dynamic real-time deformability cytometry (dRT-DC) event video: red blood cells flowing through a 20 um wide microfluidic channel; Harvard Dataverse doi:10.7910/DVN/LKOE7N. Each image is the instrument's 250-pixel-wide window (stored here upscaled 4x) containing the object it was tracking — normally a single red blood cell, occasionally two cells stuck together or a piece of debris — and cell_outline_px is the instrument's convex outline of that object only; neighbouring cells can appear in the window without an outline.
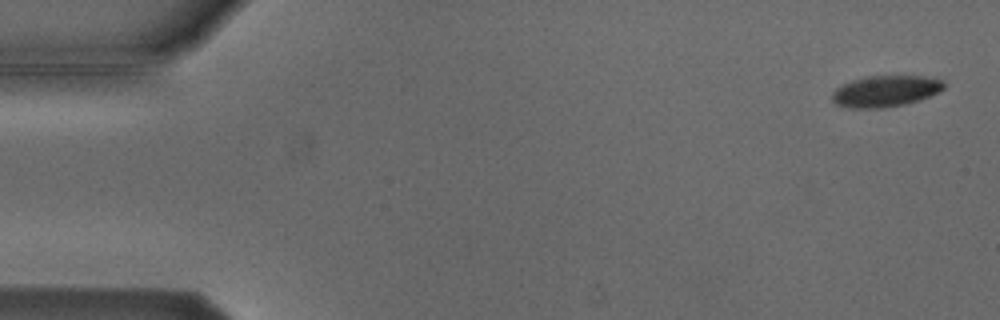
{"species": "Egyptian fruit bat (a non-hibernating species)", "species_latin": "Rousettus aegyptiacus", "temperature_condition": "cold", "stored_images_in_passage": 5, "camera_frame_rate_fps": 3000, "um_per_image_px": 0.085, "animal": {"sex": "male"}, "frame": {"image": 1, "passage_image": 1, "time_ms": 0.0, "image_size_px": [1000, 320], "cell_outline_px": [[944, 88], [920, 100], [904, 104], [880, 108], [852, 108], [836, 104], [832, 100], [832, 92], [840, 84], [852, 80], [868, 76], [924, 76], [944, 80]], "centroid_in_image_um": [75.23, 7.74], "position_along_channel_um": 9.8, "area_um2": 20.29}}
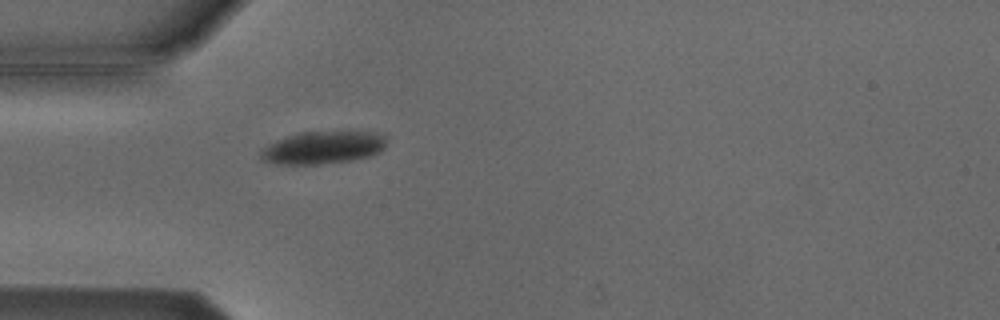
{"frame": {"image": 2, "passage_image": 5, "time_ms": 4.667, "image_size_px": [1000, 320], "cell_outline_px": [[384, 148], [380, 152], [368, 156], [352, 160], [320, 164], [276, 164], [260, 160], [260, 148], [276, 140], [288, 136], [304, 132], [372, 132], [384, 136]], "centroid_in_image_um": [27.37, 12.56], "position_along_channel_um": 57.6, "area_um2": 23.7}}